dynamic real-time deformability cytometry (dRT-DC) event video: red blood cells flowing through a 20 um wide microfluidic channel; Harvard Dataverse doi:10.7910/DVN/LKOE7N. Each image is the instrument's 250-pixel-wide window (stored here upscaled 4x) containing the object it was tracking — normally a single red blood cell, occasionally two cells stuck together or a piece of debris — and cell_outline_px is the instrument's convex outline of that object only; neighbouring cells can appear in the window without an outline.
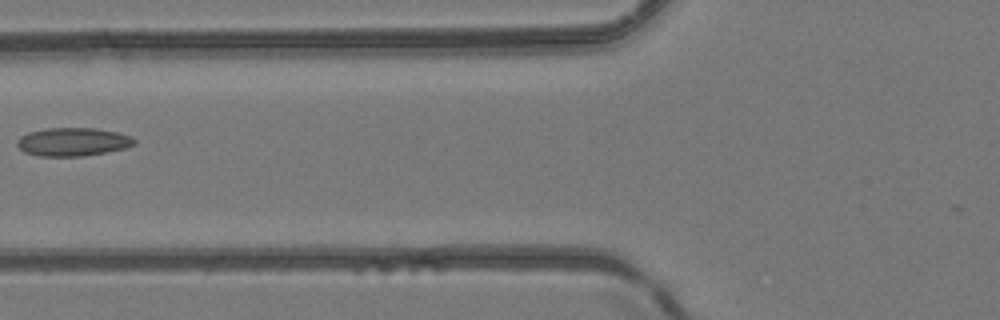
{"species": "common noctule bat (a hibernating species)", "species_latin": "Nyctalus noctula", "temperature_condition": "room temperature", "stored_images_in_passage": 2, "camera_frame_rate_fps": 3000, "um_per_image_px": 0.085, "animal": {"sex": "female", "body_mass_g": 24.6, "forearm_length_mm": 56.2}, "frame": {"image": 1, "passage_image": 2, "time_ms": 1.333, "image_size_px": [1000, 320], "cell_outline_px": [[136, 144], [124, 148], [84, 156], [40, 156], [24, 152], [16, 144], [16, 140], [20, 136], [28, 132], [48, 128], [96, 128], [116, 132], [132, 136], [136, 140]], "centroid_in_image_um": [6.18, 12.05], "position_along_channel_um": 119.6, "area_um2": 19.36}}